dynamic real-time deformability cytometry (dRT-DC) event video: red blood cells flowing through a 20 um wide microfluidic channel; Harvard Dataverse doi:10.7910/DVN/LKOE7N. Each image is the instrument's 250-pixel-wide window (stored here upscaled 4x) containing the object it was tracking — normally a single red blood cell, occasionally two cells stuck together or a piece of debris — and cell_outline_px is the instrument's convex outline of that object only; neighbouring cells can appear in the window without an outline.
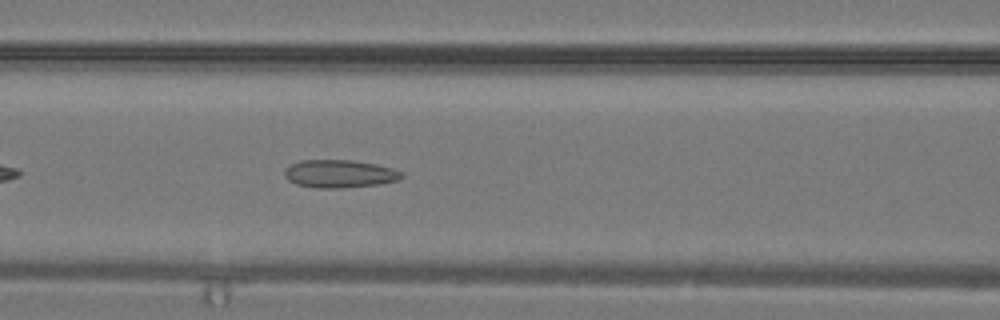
{"species": "common noctule bat (a hibernating species)", "species_latin": "Nyctalus noctula", "temperature_condition": "warm", "stored_images_in_passage": 15, "camera_frame_rate_fps": 3000, "um_per_image_px": 0.085, "animal": {"sex": "male", "body_mass_g": 19.2, "forearm_length_mm": 51.8}, "frame": {"image": 1, "passage_image": 11, "time_ms": 3.333, "image_size_px": [1000, 320], "cell_outline_px": [[404, 176], [400, 180], [380, 184], [340, 188], [316, 188], [296, 184], [288, 180], [284, 176], [284, 168], [300, 160], [352, 160], [376, 164], [392, 168], [404, 172]], "centroid_in_image_um": [28.88, 14.77], "position_along_channel_um": 137.7, "area_um2": 19.25}}
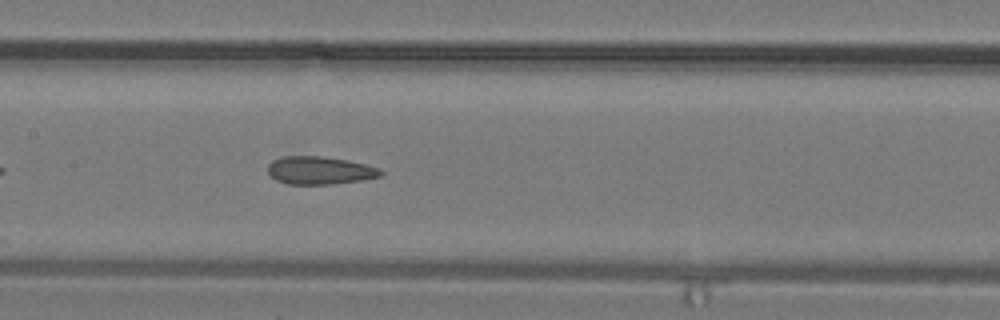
{"frame": {"image": 2, "passage_image": 13, "time_ms": 4.0, "image_size_px": [1000, 320], "cell_outline_px": [[384, 176], [360, 180], [332, 184], [288, 184], [276, 180], [268, 172], [268, 164], [272, 160], [284, 156], [320, 156], [348, 160], [380, 168], [384, 172]], "centroid_in_image_um": [27.2, 14.48], "position_along_channel_um": 180.2, "area_um2": 18.38}}
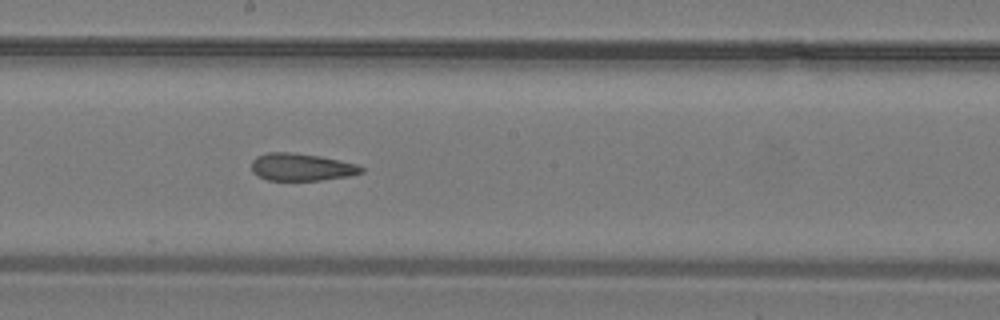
{"frame": {"image": 3, "passage_image": 15, "time_ms": 4.667, "image_size_px": [1000, 320], "cell_outline_px": [[364, 172], [348, 176], [320, 180], [268, 180], [252, 172], [252, 160], [256, 156], [268, 152], [292, 152], [320, 156], [340, 160], [356, 164], [364, 168]], "centroid_in_image_um": [25.62, 14.19], "position_along_channel_um": 222.6, "area_um2": 17.51}}